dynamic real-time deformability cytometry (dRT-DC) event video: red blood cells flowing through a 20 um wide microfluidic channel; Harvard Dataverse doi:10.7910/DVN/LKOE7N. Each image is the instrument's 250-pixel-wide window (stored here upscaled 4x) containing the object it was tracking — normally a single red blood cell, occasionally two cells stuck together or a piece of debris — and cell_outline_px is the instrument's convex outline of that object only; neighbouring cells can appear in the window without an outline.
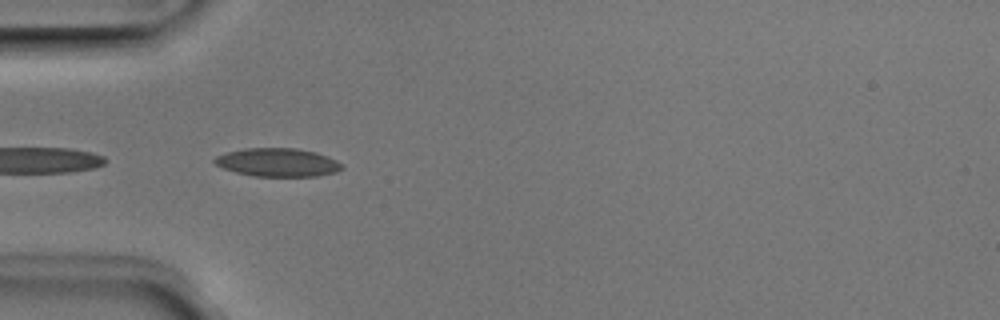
{"species": "Egyptian fruit bat (a non-hibernating species)", "species_latin": "Rousettus aegyptiacus", "temperature_condition": "room temperature", "stored_images_in_passage": 5, "camera_frame_rate_fps": 3000, "um_per_image_px": 0.085, "animal": {"sex": "male"}, "frame": {"image": 1, "passage_image": 1, "time_ms": 0.0, "image_size_px": [1000, 320], "cell_outline_px": [[344, 168], [336, 172], [316, 176], [252, 176], [236, 172], [224, 168], [216, 164], [212, 160], [216, 156], [228, 152], [244, 148], [296, 148], [316, 152], [328, 156], [344, 164]], "centroid_in_image_um": [23.64, 13.8], "position_along_channel_um": 61.4, "area_um2": 21.1}}